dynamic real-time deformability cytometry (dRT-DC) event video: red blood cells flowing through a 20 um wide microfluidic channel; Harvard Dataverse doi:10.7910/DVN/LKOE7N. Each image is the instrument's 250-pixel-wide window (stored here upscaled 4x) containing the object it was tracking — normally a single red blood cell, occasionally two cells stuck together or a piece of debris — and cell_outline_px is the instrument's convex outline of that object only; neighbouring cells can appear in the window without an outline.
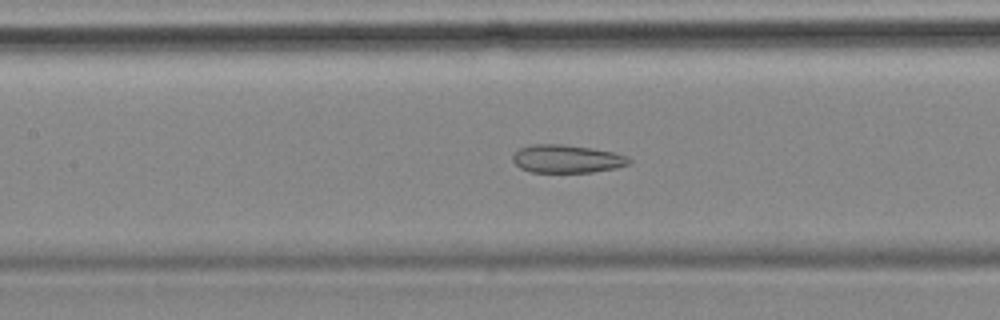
{"species": "common noctule bat (a hibernating species)", "species_latin": "Nyctalus noctula", "temperature_condition": "cold", "stored_images_in_passage": 56, "camera_frame_rate_fps": 3000, "um_per_image_px": 0.085, "animal": {"sex": "female", "body_mass_g": 18.4}, "frame": {"image": 1, "passage_image": 25, "time_ms": 8.0, "image_size_px": [1000, 320], "cell_outline_px": [[632, 160], [628, 164], [616, 168], [592, 172], [532, 172], [520, 168], [512, 160], [512, 156], [520, 148], [532, 144], [564, 144], [592, 148], [616, 152], [628, 156]], "centroid_in_image_um": [48.21, 13.49], "position_along_channel_um": 159.2, "area_um2": 19.13}}
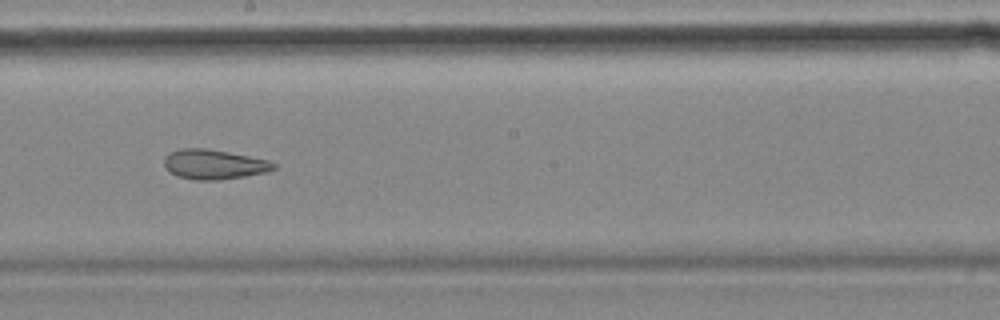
{"frame": {"image": 2, "passage_image": 31, "time_ms": 10.0, "image_size_px": [1000, 320], "cell_outline_px": [[276, 168], [268, 172], [220, 180], [196, 180], [176, 176], [164, 164], [164, 156], [168, 152], [180, 148], [204, 148], [228, 152], [268, 160], [276, 164]], "centroid_in_image_um": [18.18, 13.97], "position_along_channel_um": 230.0, "area_um2": 18.96}}
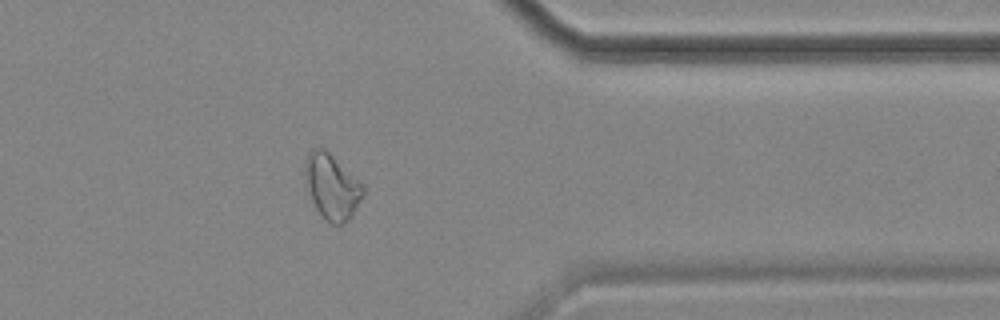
{"frame": {"image": 3, "passage_image": 45, "time_ms": 14.667, "image_size_px": [1000, 320], "cell_outline_px": [[364, 192], [352, 216], [344, 224], [332, 224], [324, 220], [316, 208], [312, 200], [304, 172], [304, 164], [308, 152], [312, 148], [324, 148], [364, 184]], "centroid_in_image_um": [28.22, 15.86], "position_along_channel_um": 383.2, "area_um2": 21.96}, "authors_computed_cell_mechanics": {"area_um2": 23.2934, "velocity_mm_per_s": 3.5634, "shape_relaxation_time_tau1_ms": null, "shape_relaxation_time_tau2_ms": 2.1224, "deformation_change_tau1": null, "deformation_change_tau2": 0.0986}}